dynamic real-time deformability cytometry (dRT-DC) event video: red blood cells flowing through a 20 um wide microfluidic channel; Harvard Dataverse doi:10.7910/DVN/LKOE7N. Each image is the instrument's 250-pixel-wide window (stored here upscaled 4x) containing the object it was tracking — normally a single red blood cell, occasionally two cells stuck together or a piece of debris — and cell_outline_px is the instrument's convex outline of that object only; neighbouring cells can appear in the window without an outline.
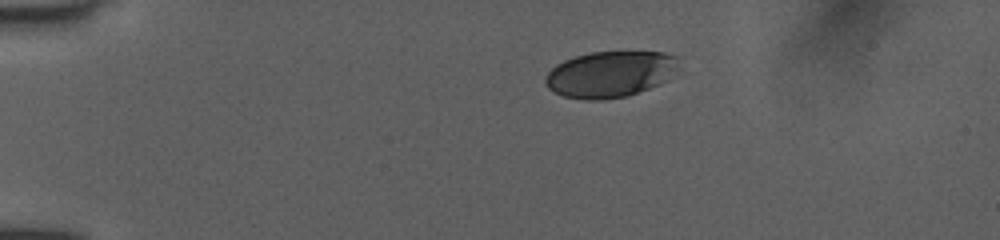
{"species": "human", "species_latin": "Homo sapiens", "temperature_condition": "room temperature", "stored_images_in_passage": 42, "camera_frame_rate_fps": 3000, "um_per_image_px": 0.085, "donor": {"sex": "female"}, "frame": {"image": 1, "passage_image": 1, "time_ms": 0.0, "image_size_px": [1000, 240], "cell_outline_px": [[676, 68], [660, 84], [628, 96], [600, 100], [584, 100], [564, 96], [548, 88], [544, 84], [544, 76], [556, 64], [564, 60], [576, 56], [592, 52], [664, 52], [676, 56]], "centroid_in_image_um": [51.79, 6.31], "position_along_channel_um": 33.2, "area_um2": 35.6}}
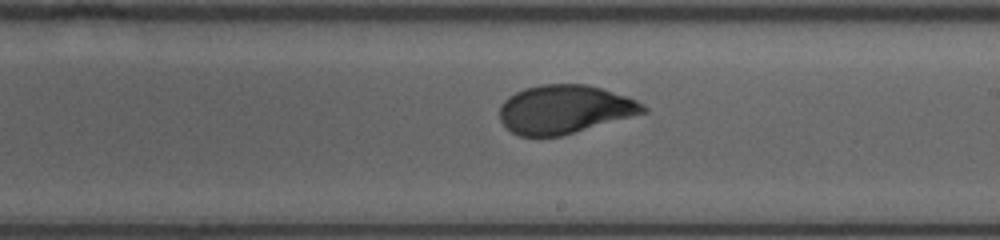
{"frame": {"image": 2, "passage_image": 22, "time_ms": 7.0, "image_size_px": [1000, 240], "cell_outline_px": [[648, 112], [560, 136], [520, 136], [512, 132], [500, 120], [500, 104], [508, 96], [524, 88], [540, 84], [588, 84], [628, 96], [644, 104], [648, 108]], "centroid_in_image_um": [48.0, 9.28], "position_along_channel_um": 241.0, "area_um2": 40.69}}
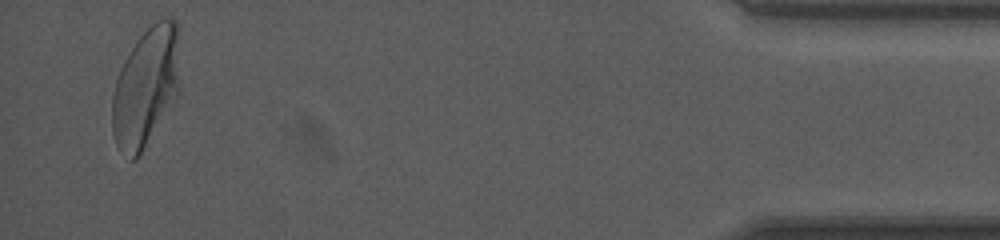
{"frame": {"image": 3, "passage_image": 41, "time_ms": 13.333, "image_size_px": [1000, 240], "cell_outline_px": [[180, 88], [136, 160], [132, 160], [116, 144], [112, 132], [112, 96], [116, 80], [124, 60], [140, 36], [156, 20], [172, 16], [180, 24]], "centroid_in_image_um": [12.44, 7.28], "position_along_channel_um": 422.8, "area_um2": 46.99}, "authors_computed_cell_mechanics": {"area_um2": 40.9802, "velocity_mm_per_s": 3.9813, "shape_relaxation_time_tau1_ms": 3.2886, "shape_relaxation_time_tau2_ms": null, "deformation_change_tau1": 0.1457, "deformation_change_tau2": null}}